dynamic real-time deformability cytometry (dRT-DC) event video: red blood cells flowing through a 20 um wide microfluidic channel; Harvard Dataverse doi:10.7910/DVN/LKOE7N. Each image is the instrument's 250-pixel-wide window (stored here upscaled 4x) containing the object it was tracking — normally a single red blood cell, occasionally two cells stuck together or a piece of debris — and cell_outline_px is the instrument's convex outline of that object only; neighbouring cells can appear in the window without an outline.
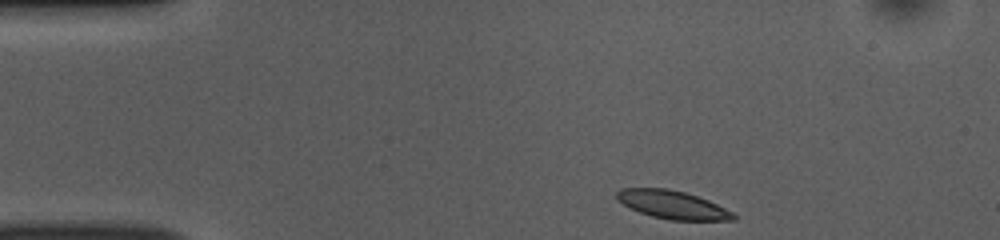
{"species": "common noctule bat (a hibernating species)", "species_latin": "Nyctalus noctula", "temperature_condition": "room temperature", "stored_images_in_passage": 44, "camera_frame_rate_fps": 3000, "um_per_image_px": 0.085, "animal": {"sex": "female", "body_mass_g": 10.0, "forearm_length_mm": 53.1}, "frame": {"image": 1, "passage_image": 1, "time_ms": 0.0, "image_size_px": [1000, 240], "cell_outline_px": [[736, 220], [668, 220], [652, 216], [640, 212], [616, 200], [616, 192], [620, 188], [668, 188], [684, 192], [708, 200], [732, 212], [736, 216]], "centroid_in_image_um": [57.14, 17.4], "position_along_channel_um": 27.9, "area_um2": 19.02}}
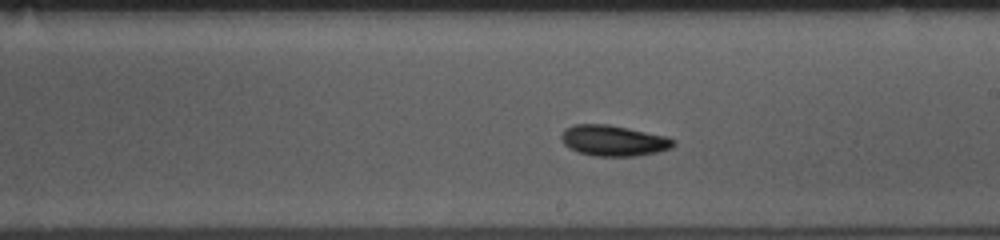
{"frame": {"image": 2, "passage_image": 22, "time_ms": 7.0, "image_size_px": [1000, 240], "cell_outline_px": [[676, 144], [672, 148], [656, 152], [636, 156], [596, 156], [580, 152], [568, 148], [564, 144], [560, 136], [564, 128], [576, 124], [608, 124], [668, 136], [676, 140]], "centroid_in_image_um": [52.17, 11.94], "position_along_channel_um": 236.8, "area_um2": 20.23}}
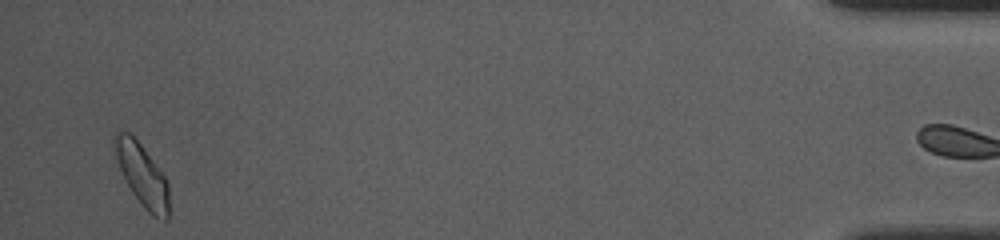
{"frame": {"image": 3, "passage_image": 43, "time_ms": 14.0, "image_size_px": [1000, 240], "cell_outline_px": [[168, 220], [164, 220], [152, 216], [144, 208], [132, 192], [124, 180], [112, 144], [112, 136], [116, 132], [128, 132], [140, 144], [164, 176], [168, 184]], "centroid_in_image_um": [12.05, 14.88], "position_along_channel_um": 423.1, "area_um2": 19.42}, "authors_computed_cell_mechanics": {"area_um2": 19.4497, "velocity_mm_per_s": 3.8105, "shape_relaxation_time_tau1_ms": 2.7293, "shape_relaxation_time_tau2_ms": 4.6453, "deformation_change_tau1": 0.1077, "deformation_change_tau2": 0.0978}}